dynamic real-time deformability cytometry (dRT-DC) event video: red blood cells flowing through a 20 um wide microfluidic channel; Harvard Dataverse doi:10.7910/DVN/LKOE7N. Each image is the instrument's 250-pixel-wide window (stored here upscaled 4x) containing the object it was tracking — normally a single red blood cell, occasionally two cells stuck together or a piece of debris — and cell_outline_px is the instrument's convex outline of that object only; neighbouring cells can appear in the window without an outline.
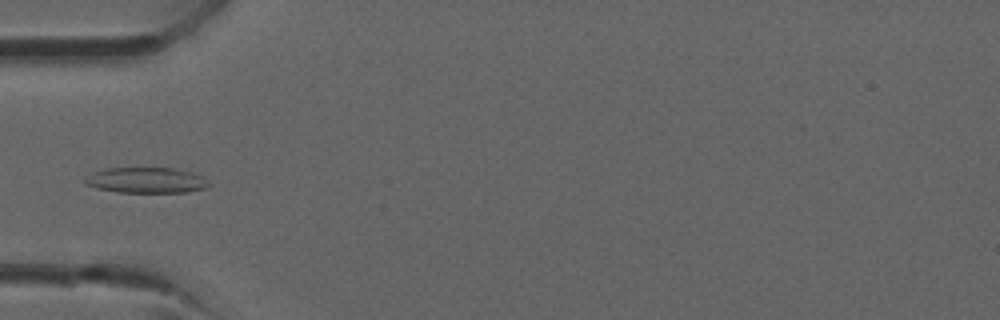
{"species": "common noctule bat (a hibernating species)", "species_latin": "Nyctalus noctula", "temperature_condition": "room temperature", "stored_images_in_passage": 31, "camera_frame_rate_fps": 3000, "um_per_image_px": 0.085, "animal": {"sex": "male", "forearm_length_mm": 52.5}, "frame": {"image": 1, "passage_image": 14, "time_ms": 4.333, "image_size_px": [1000, 320], "cell_outline_px": [[212, 184], [208, 188], [188, 192], [116, 192], [96, 188], [84, 184], [84, 176], [92, 172], [104, 168], [172, 168], [192, 172], [204, 176]], "centroid_in_image_um": [12.44, 15.32], "position_along_channel_um": 72.6, "area_um2": 18.9}}
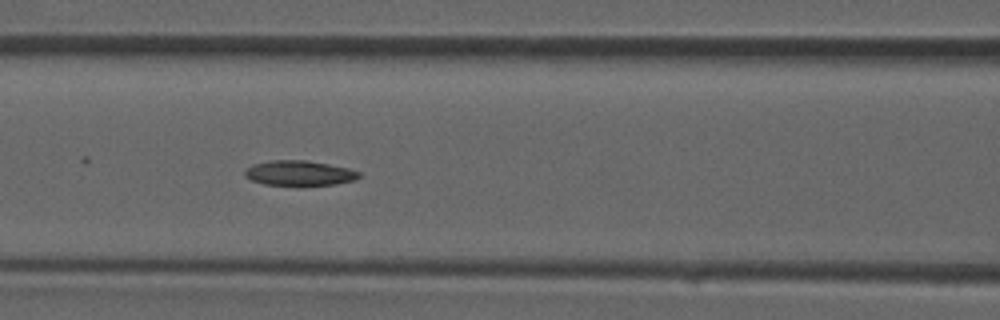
{"frame": {"image": 2, "passage_image": 18, "time_ms": 5.667, "image_size_px": [1000, 320], "cell_outline_px": [[360, 176], [356, 180], [336, 184], [264, 184], [252, 180], [244, 176], [244, 172], [252, 164], [268, 160], [308, 160], [348, 168], [360, 172]], "centroid_in_image_um": [25.44, 14.69], "position_along_channel_um": 141.2, "area_um2": 16.42}}
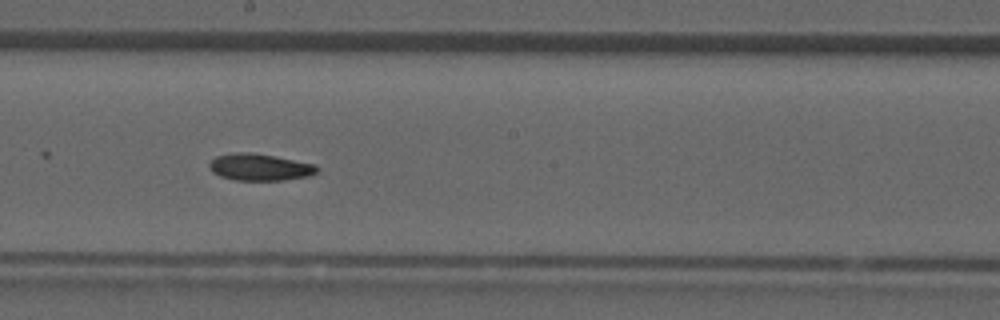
{"frame": {"image": 3, "passage_image": 23, "time_ms": 7.333, "image_size_px": [1000, 320], "cell_outline_px": [[320, 168], [316, 172], [308, 176], [284, 180], [236, 180], [220, 176], [212, 172], [208, 168], [208, 164], [216, 156], [232, 152], [252, 152], [276, 156], [316, 164]], "centroid_in_image_um": [22.07, 14.19], "position_along_channel_um": 226.1, "area_um2": 17.05}}